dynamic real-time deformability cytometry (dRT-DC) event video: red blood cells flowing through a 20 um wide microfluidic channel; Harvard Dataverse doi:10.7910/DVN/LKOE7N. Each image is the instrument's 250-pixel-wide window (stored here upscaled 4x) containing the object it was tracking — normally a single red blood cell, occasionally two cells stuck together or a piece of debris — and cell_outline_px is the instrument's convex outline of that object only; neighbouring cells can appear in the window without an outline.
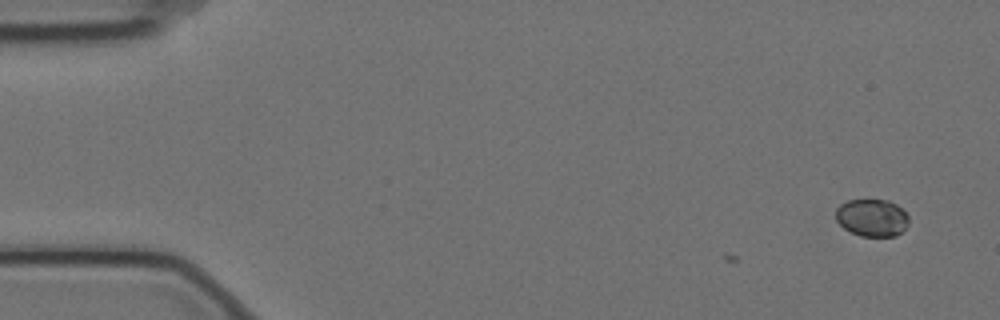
{"species": "Egyptian fruit bat (a non-hibernating species)", "species_latin": "Rousettus aegyptiacus", "temperature_condition": "cold", "stored_images_in_passage": 2, "camera_frame_rate_fps": 3000, "um_per_image_px": 0.085, "animal": {"sex": "female"}, "frame": {"image": 1, "passage_image": 2, "time_ms": 0.333, "image_size_px": [1000, 320], "cell_outline_px": [[908, 224], [896, 236], [860, 236], [844, 228], [836, 220], [836, 208], [840, 204], [848, 200], [888, 200], [896, 204], [908, 216]], "centroid_in_image_um": [74.1, 18.5], "position_along_channel_um": 10.9, "area_um2": 15.78}}